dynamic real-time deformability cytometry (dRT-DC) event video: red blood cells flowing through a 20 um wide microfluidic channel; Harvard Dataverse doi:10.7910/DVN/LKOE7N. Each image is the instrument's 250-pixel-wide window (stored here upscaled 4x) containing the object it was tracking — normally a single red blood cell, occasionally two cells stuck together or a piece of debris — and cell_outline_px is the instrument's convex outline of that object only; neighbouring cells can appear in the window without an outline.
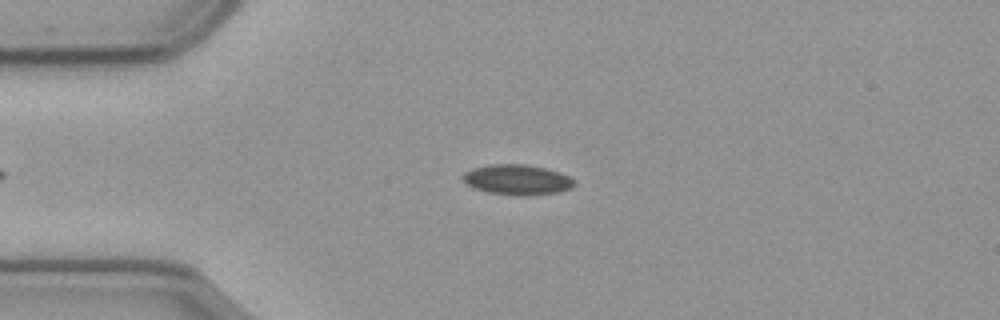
{"species": "common noctule bat (a hibernating species)", "species_latin": "Nyctalus noctula", "temperature_condition": "cold", "stored_images_in_passage": 52, "camera_frame_rate_fps": 3000, "um_per_image_px": 0.085, "animal": {"sex": "male", "body_mass_g": 23.1, "forearm_length_mm": 52.7}, "frame": {"image": 1, "passage_image": 8, "time_ms": 2.333, "image_size_px": [1000, 320], "cell_outline_px": [[576, 184], [572, 188], [556, 192], [528, 196], [516, 196], [488, 192], [476, 188], [468, 184], [464, 180], [464, 172], [472, 168], [488, 164], [524, 164], [544, 168], [560, 172], [576, 180]], "centroid_in_image_um": [44.0, 15.27], "position_along_channel_um": 41.0, "area_um2": 19.65}}
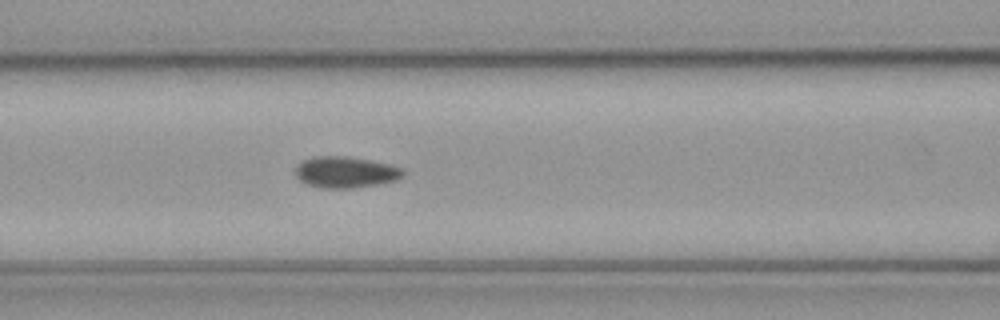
{"frame": {"image": 2, "passage_image": 18, "time_ms": 5.667, "image_size_px": [1000, 320], "cell_outline_px": [[404, 176], [396, 180], [376, 184], [352, 188], [320, 188], [308, 184], [300, 180], [296, 176], [296, 168], [304, 160], [312, 156], [348, 156], [372, 160], [392, 164], [404, 168]], "centroid_in_image_um": [29.42, 14.62], "position_along_channel_um": 137.2, "area_um2": 19.71}}
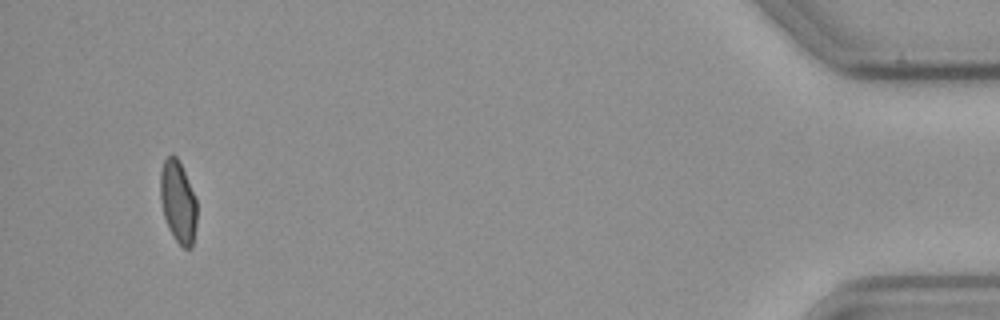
{"frame": {"image": 3, "passage_image": 49, "time_ms": 16.0, "image_size_px": [1000, 320], "cell_outline_px": [[196, 224], [192, 248], [184, 248], [176, 240], [168, 228], [164, 216], [160, 200], [160, 172], [164, 160], [172, 152], [180, 160], [196, 200]], "centroid_in_image_um": [15.12, 17.12], "position_along_channel_um": 420.1, "area_um2": 17.57}, "authors_computed_cell_mechanics": {"area_um2": 18.7561, "velocity_mm_per_s": 3.5519, "shape_relaxation_time_tau1_ms": 11.3772, "shape_relaxation_time_tau2_ms": 1.9262, "deformation_change_tau1": 0.1579, "deformation_change_tau2": 0.0502}}